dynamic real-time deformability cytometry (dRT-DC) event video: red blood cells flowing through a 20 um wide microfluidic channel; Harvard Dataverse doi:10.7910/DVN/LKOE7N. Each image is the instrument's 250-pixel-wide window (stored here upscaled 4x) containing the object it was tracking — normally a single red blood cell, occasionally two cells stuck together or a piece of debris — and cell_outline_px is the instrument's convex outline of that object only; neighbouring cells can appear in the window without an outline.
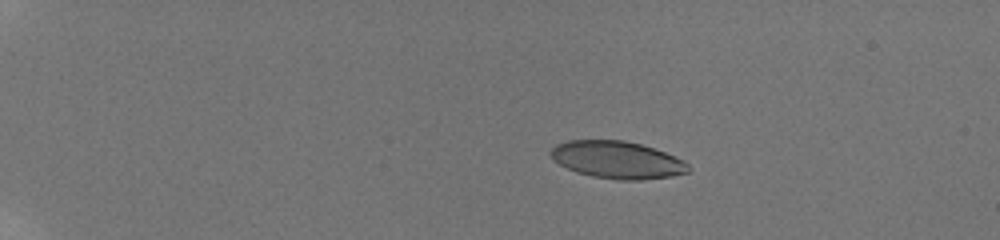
{"species": "human", "species_latin": "Homo sapiens", "temperature_condition": "room temperature", "stored_images_in_passage": 32, "camera_frame_rate_fps": 3000, "um_per_image_px": 0.085, "donor": {"sex": "male"}, "frame": {"image": 1, "passage_image": 8, "time_ms": 4.0, "image_size_px": [1000, 240], "cell_outline_px": [[692, 168], [688, 172], [672, 176], [640, 180], [620, 180], [592, 176], [576, 172], [552, 160], [548, 152], [556, 144], [568, 140], [624, 140], [640, 144], [664, 152], [684, 160]], "centroid_in_image_um": [52.45, 13.59], "position_along_channel_um": 32.6, "area_um2": 30.0}}
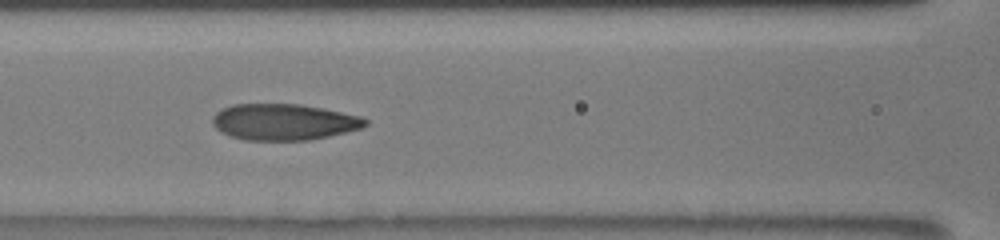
{"frame": {"image": 2, "passage_image": 24, "time_ms": 9.667, "image_size_px": [1000, 240], "cell_outline_px": [[368, 124], [360, 128], [328, 136], [308, 140], [244, 140], [220, 132], [212, 124], [212, 116], [216, 112], [232, 104], [300, 104], [324, 108], [360, 116], [368, 120]], "centroid_in_image_um": [24.1, 10.36], "position_along_channel_um": 142.5, "area_um2": 32.25}}
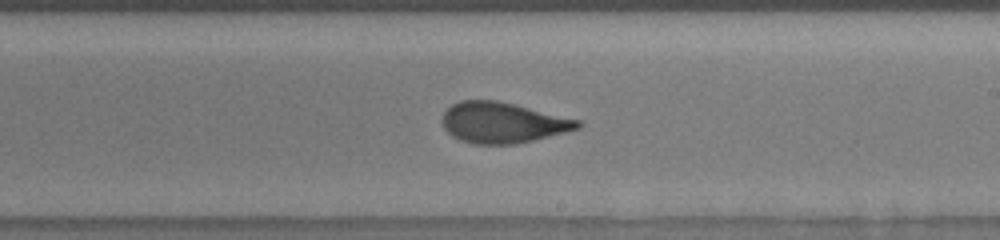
{"frame": {"image": 3, "passage_image": 32, "time_ms": 12.333, "image_size_px": [1000, 240], "cell_outline_px": [[584, 124], [580, 128], [516, 144], [472, 144], [460, 140], [452, 136], [444, 128], [440, 120], [444, 112], [452, 104], [460, 100], [496, 100], [580, 120]], "centroid_in_image_um": [42.69, 10.42], "position_along_channel_um": 246.3, "area_um2": 32.02}}